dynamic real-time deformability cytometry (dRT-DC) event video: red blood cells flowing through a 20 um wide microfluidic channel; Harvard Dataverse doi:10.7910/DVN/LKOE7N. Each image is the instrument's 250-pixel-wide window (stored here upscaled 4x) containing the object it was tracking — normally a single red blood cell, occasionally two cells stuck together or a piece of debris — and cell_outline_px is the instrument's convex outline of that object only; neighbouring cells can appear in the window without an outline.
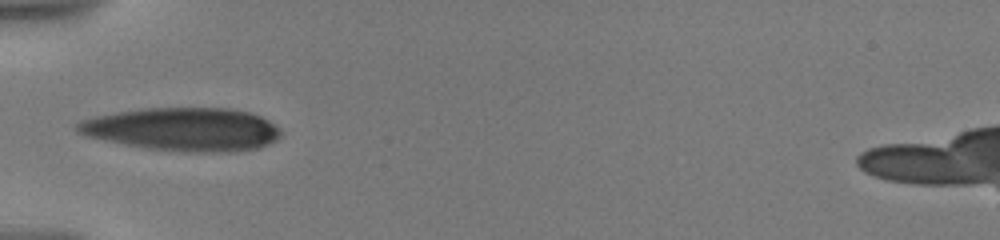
{"species": "human", "species_latin": "Homo sapiens", "temperature_condition": "warm", "stored_images_in_passage": 7, "camera_frame_rate_fps": 3000, "um_per_image_px": 0.085, "donor": {"sex": "male"}, "frame": {"image": 1, "passage_image": 1, "time_ms": 0.0, "image_size_px": [1000, 240], "cell_outline_px": [[280, 136], [276, 140], [260, 148], [232, 152], [188, 152], [148, 148], [104, 140], [88, 136], [76, 132], [76, 124], [84, 120], [96, 116], [116, 112], [144, 108], [232, 108], [252, 112], [268, 120], [280, 128]], "centroid_in_image_um": [15.61, 10.99], "position_along_channel_um": 69.4, "area_um2": 51.27}}
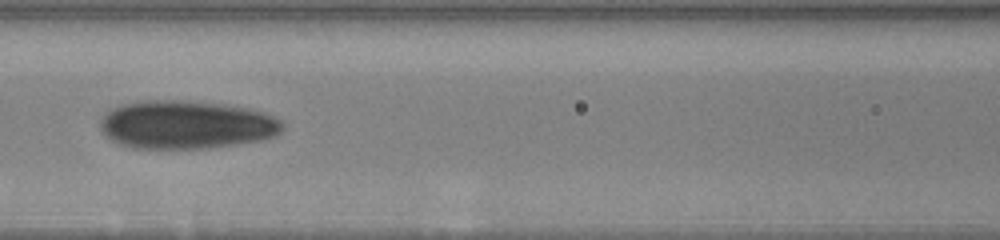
{"frame": {"image": 2, "passage_image": 3, "time_ms": 2.333, "image_size_px": [1000, 240], "cell_outline_px": [[280, 132], [272, 136], [260, 140], [236, 144], [204, 148], [136, 148], [120, 144], [104, 136], [100, 128], [100, 120], [112, 108], [120, 104], [148, 100], [184, 100], [220, 104], [244, 108], [260, 112], [272, 116], [280, 120]], "centroid_in_image_um": [15.75, 10.6], "position_along_channel_um": 150.9, "area_um2": 50.69}}
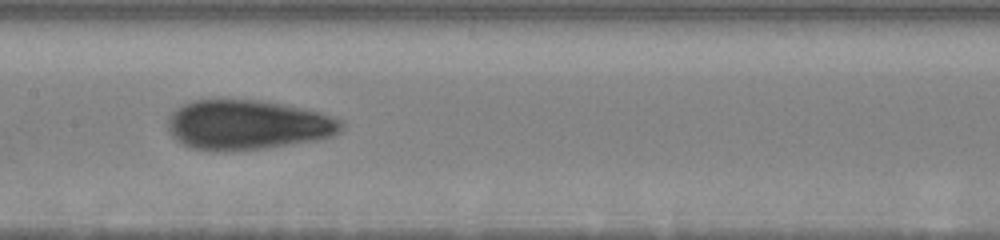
{"frame": {"image": 3, "passage_image": 5, "time_ms": 3.333, "image_size_px": [1000, 240], "cell_outline_px": [[344, 128], [340, 132], [332, 136], [316, 140], [264, 148], [228, 152], [188, 148], [176, 140], [168, 132], [168, 116], [176, 108], [184, 104], [196, 100], [256, 100], [284, 104], [320, 112], [344, 120]], "centroid_in_image_um": [21.04, 10.62], "position_along_channel_um": 186.4, "area_um2": 50.63}}